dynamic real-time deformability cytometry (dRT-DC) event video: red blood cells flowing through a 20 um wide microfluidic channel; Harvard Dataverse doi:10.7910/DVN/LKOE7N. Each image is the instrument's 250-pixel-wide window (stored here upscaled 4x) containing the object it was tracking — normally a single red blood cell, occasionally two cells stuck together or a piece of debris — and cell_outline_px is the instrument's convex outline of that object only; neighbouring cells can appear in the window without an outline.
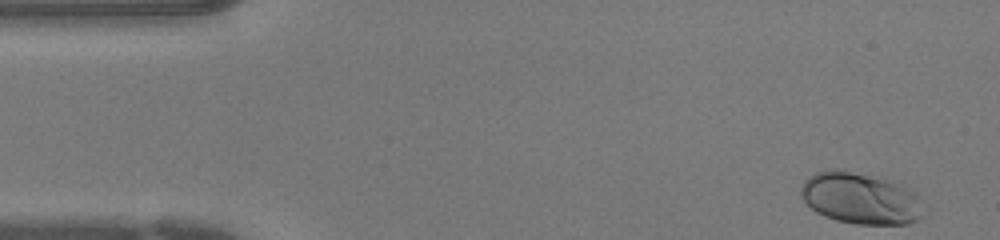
{"species": "human", "species_latin": "Homo sapiens", "temperature_condition": "warm", "stored_images_in_passage": 43, "camera_frame_rate_fps": 3000, "um_per_image_px": 0.085, "donor": {"sex": "female"}, "frame": {"image": 1, "passage_image": 1, "time_ms": 0.0, "image_size_px": [1000, 240], "cell_outline_px": [[928, 212], [916, 220], [908, 224], [856, 224], [836, 220], [824, 216], [816, 212], [800, 196], [800, 188], [804, 180], [816, 172], [836, 168], [888, 180], [912, 192], [928, 208]], "centroid_in_image_um": [73.15, 16.88], "position_along_channel_um": 11.9, "area_um2": 36.76}}
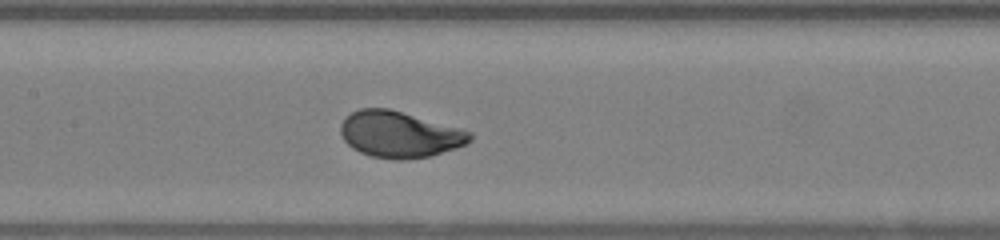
{"frame": {"image": 2, "passage_image": 19, "time_ms": 6.0, "image_size_px": [1000, 240], "cell_outline_px": [[472, 140], [468, 144], [432, 156], [404, 160], [396, 160], [372, 156], [360, 152], [352, 148], [344, 140], [340, 132], [340, 124], [352, 112], [360, 108], [388, 108], [460, 128], [472, 132]], "centroid_in_image_um": [33.98, 11.44], "position_along_channel_um": 173.4, "area_um2": 34.91}}
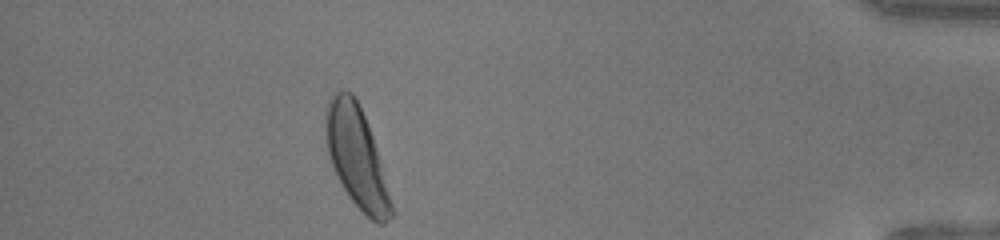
{"frame": {"image": 3, "passage_image": 38, "time_ms": 12.333, "image_size_px": [1000, 240], "cell_outline_px": [[392, 216], [384, 224], [376, 224], [348, 196], [332, 168], [328, 152], [324, 132], [324, 116], [328, 100], [336, 92], [352, 92], [364, 116], [372, 136], [380, 160], [392, 204]], "centroid_in_image_um": [30.28, 13.35], "position_along_channel_um": 404.9, "area_um2": 37.97}}